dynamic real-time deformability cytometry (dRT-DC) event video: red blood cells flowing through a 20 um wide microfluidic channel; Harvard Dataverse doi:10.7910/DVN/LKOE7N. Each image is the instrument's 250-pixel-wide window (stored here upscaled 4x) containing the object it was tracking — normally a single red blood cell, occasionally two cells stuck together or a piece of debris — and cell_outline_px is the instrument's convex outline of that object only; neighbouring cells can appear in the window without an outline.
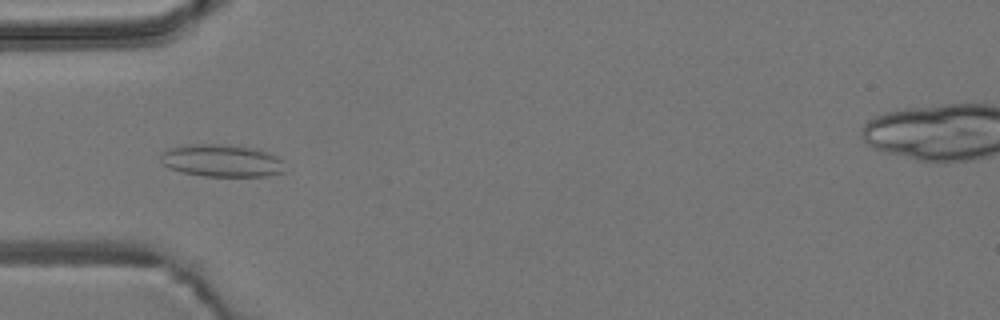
{"species": "common noctule bat (a hibernating species)", "species_latin": "Nyctalus noctula", "temperature_condition": "room temperature", "stored_images_in_passage": 44, "camera_frame_rate_fps": 3000, "um_per_image_px": 0.085, "animal": {"sex": "male", "body_mass_g": 19.2, "forearm_length_mm": 51.8}, "frame": {"image": 1, "passage_image": 13, "time_ms": 4.0, "image_size_px": [1000, 320], "cell_outline_px": [[284, 172], [264, 176], [204, 176], [184, 172], [168, 168], [160, 160], [160, 156], [168, 148], [192, 144], [216, 144], [252, 148], [268, 152], [284, 160]], "centroid_in_image_um": [18.86, 13.66], "position_along_channel_um": 66.1, "area_um2": 23.29}}
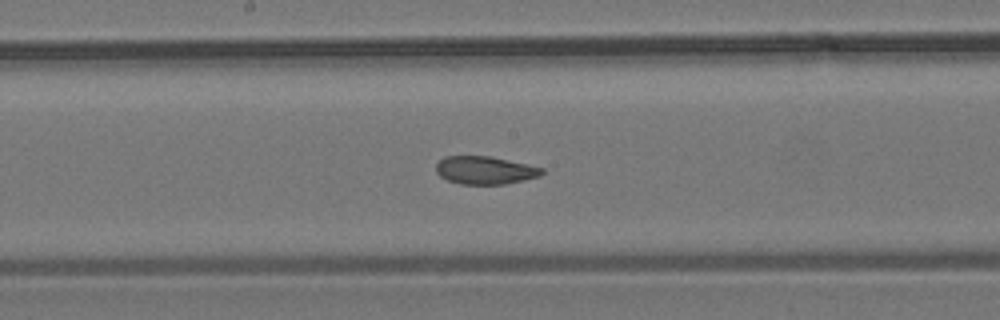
{"frame": {"image": 2, "passage_image": 24, "time_ms": 7.667, "image_size_px": [1000, 320], "cell_outline_px": [[544, 172], [540, 176], [524, 180], [504, 184], [460, 184], [448, 180], [440, 176], [436, 172], [436, 164], [444, 156], [492, 156], [544, 168]], "centroid_in_image_um": [41.23, 14.46], "position_along_channel_um": 207.0, "area_um2": 17.28}}
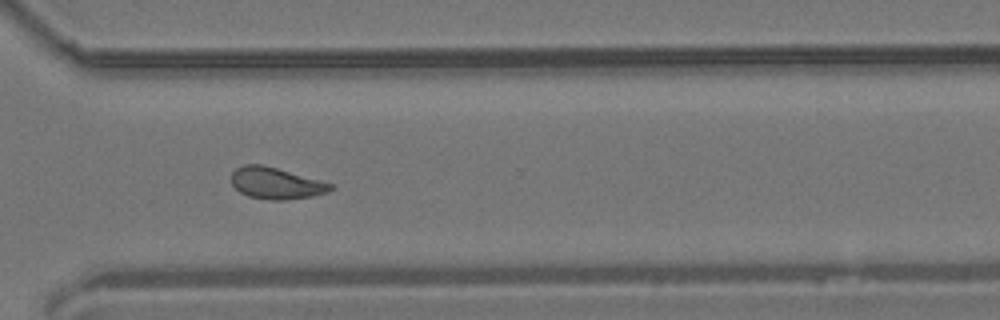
{"frame": {"image": 3, "passage_image": 35, "time_ms": 11.333, "image_size_px": [1000, 320], "cell_outline_px": [[336, 188], [328, 192], [312, 196], [284, 200], [272, 200], [248, 196], [240, 192], [232, 184], [232, 172], [236, 168], [244, 164], [264, 164], [320, 180], [332, 184]], "centroid_in_image_um": [23.47, 15.56], "position_along_channel_um": 347.1, "area_um2": 18.26}, "authors_computed_cell_mechanics": {"area_um2": 19.652, "velocity_mm_per_s": 3.8378, "shape_relaxation_time_tau1_ms": null, "shape_relaxation_time_tau2_ms": 1.8261, "deformation_change_tau1": null, "deformation_change_tau2": 0.0757}}